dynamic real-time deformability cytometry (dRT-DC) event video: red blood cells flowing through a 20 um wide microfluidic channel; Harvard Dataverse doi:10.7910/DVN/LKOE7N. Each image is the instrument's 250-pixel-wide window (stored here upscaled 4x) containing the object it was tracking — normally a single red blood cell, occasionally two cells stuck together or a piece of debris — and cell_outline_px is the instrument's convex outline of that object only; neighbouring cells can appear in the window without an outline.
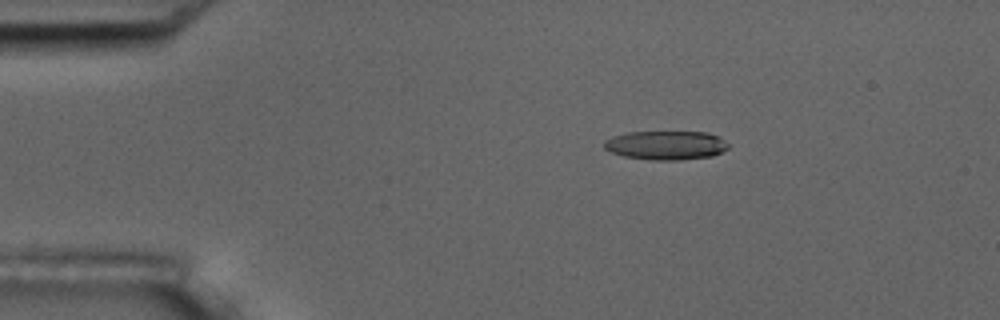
{"species": "common noctule bat (a hibernating species)", "species_latin": "Nyctalus noctula", "temperature_condition": "room temperature", "stored_images_in_passage": 4, "camera_frame_rate_fps": 3000, "um_per_image_px": 0.085, "animal": {"sex": "male", "body_mass_g": 17.5, "forearm_length_mm": 52.3}, "frame": {"image": 1, "passage_image": 2, "time_ms": 1.0, "image_size_px": [1000, 320], "cell_outline_px": [[728, 148], [712, 156], [680, 160], [656, 160], [624, 156], [612, 152], [604, 148], [604, 140], [612, 136], [628, 132], [708, 132], [720, 136], [728, 144]], "centroid_in_image_um": [56.62, 12.34], "position_along_channel_um": 28.4, "area_um2": 20.92}}
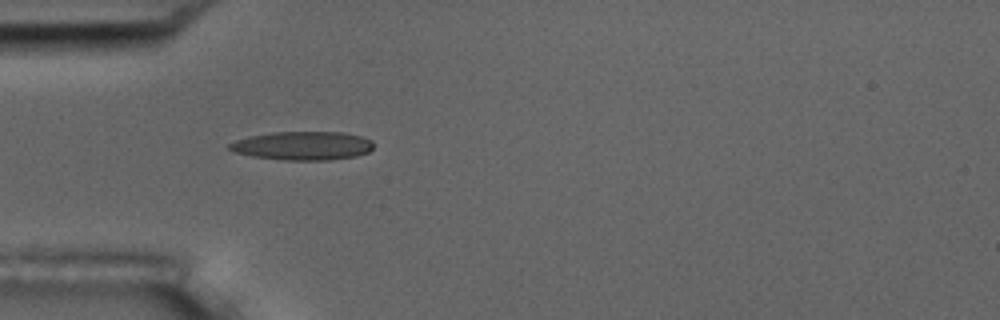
{"frame": {"image": 2, "passage_image": 4, "time_ms": 3.333, "image_size_px": [1000, 320], "cell_outline_px": [[372, 148], [368, 152], [356, 156], [328, 160], [284, 160], [252, 156], [232, 152], [228, 148], [228, 144], [236, 140], [252, 136], [272, 132], [344, 132], [360, 136], [372, 140]], "centroid_in_image_um": [25.71, 12.39], "position_along_channel_um": 59.3, "area_um2": 23.99}}